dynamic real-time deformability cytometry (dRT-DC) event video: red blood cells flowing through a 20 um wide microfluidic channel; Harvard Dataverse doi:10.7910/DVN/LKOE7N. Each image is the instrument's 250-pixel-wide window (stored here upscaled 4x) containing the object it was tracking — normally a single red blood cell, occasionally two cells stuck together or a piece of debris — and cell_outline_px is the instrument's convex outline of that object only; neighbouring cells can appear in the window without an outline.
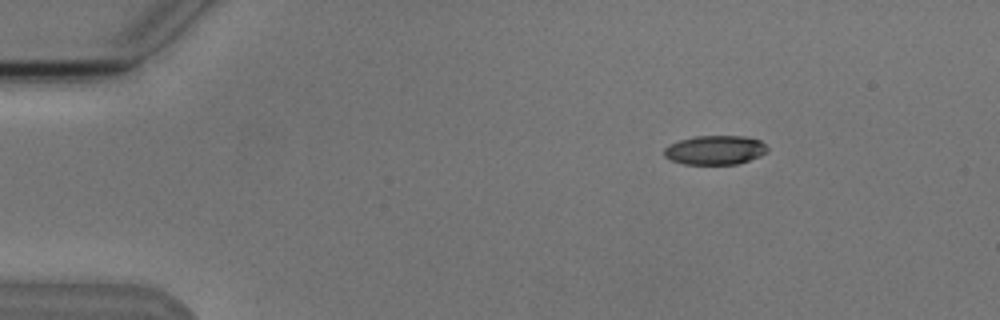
{"species": "Egyptian fruit bat (a non-hibernating species)", "species_latin": "Rousettus aegyptiacus", "temperature_condition": "cold", "stored_images_in_passage": 3, "camera_frame_rate_fps": 3000, "um_per_image_px": 0.085, "animal": {"sex": "male"}, "frame": {"image": 1, "passage_image": 1, "time_ms": 0.0, "image_size_px": [1000, 320], "cell_outline_px": [[768, 152], [760, 156], [736, 164], [684, 164], [672, 160], [664, 156], [664, 148], [668, 144], [680, 140], [696, 136], [744, 136], [760, 140], [768, 148]], "centroid_in_image_um": [60.78, 12.75], "position_along_channel_um": 24.2, "area_um2": 17.51}}